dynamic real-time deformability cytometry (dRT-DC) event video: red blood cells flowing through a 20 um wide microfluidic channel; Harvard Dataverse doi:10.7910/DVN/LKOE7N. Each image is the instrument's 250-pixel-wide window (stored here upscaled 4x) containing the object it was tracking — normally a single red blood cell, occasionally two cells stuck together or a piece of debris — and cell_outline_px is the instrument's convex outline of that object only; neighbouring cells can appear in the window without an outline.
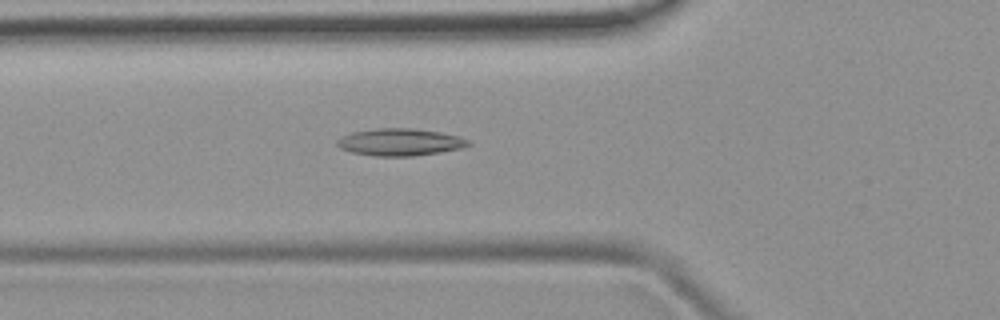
{"species": "common noctule bat (a hibernating species)", "species_latin": "Nyctalus noctula", "temperature_condition": "room temperature", "stored_images_in_passage": 51, "camera_frame_rate_fps": 3000, "um_per_image_px": 0.085, "animal": {"sex": "female", "body_mass_g": 19.9}, "frame": {"image": 1, "passage_image": 18, "time_ms": 5.667, "image_size_px": [1000, 320], "cell_outline_px": [[472, 144], [460, 148], [440, 152], [412, 156], [376, 156], [352, 152], [340, 148], [336, 144], [336, 140], [352, 132], [376, 128], [412, 128], [440, 132], [460, 136], [472, 140]], "centroid_in_image_um": [34.04, 12.07], "position_along_channel_um": 91.8, "area_um2": 20.81}}
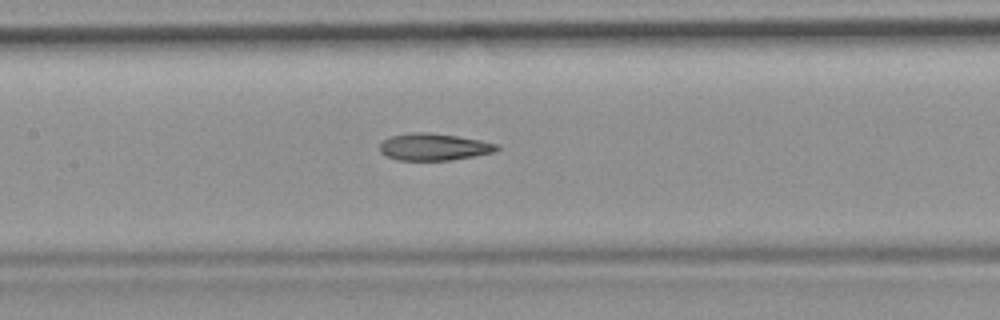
{"frame": {"image": 2, "passage_image": 24, "time_ms": 7.667, "image_size_px": [1000, 320], "cell_outline_px": [[500, 148], [496, 152], [448, 160], [396, 160], [384, 156], [380, 152], [380, 144], [384, 140], [392, 136], [408, 132], [432, 132], [480, 140], [500, 144]], "centroid_in_image_um": [36.87, 12.48], "position_along_channel_um": 170.5, "area_um2": 18.55}}
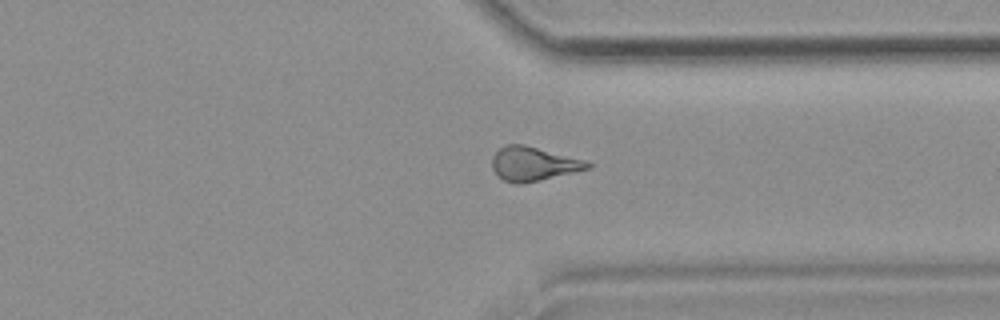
{"frame": {"image": 3, "passage_image": 39, "time_ms": 12.667, "image_size_px": [1000, 320], "cell_outline_px": [[592, 168], [540, 180], [520, 184], [516, 184], [504, 180], [496, 176], [492, 168], [492, 156], [504, 144], [524, 144], [588, 160], [592, 164]], "centroid_in_image_um": [45.35, 13.92], "position_along_channel_um": 366.0, "area_um2": 19.25}, "authors_computed_cell_mechanics": {"area_um2": 19.2474, "velocity_mm_per_s": 3.9139, "shape_relaxation_time_tau1_ms": null, "shape_relaxation_time_tau2_ms": 3.117, "deformation_change_tau1": null, "deformation_change_tau2": 0.1303}}